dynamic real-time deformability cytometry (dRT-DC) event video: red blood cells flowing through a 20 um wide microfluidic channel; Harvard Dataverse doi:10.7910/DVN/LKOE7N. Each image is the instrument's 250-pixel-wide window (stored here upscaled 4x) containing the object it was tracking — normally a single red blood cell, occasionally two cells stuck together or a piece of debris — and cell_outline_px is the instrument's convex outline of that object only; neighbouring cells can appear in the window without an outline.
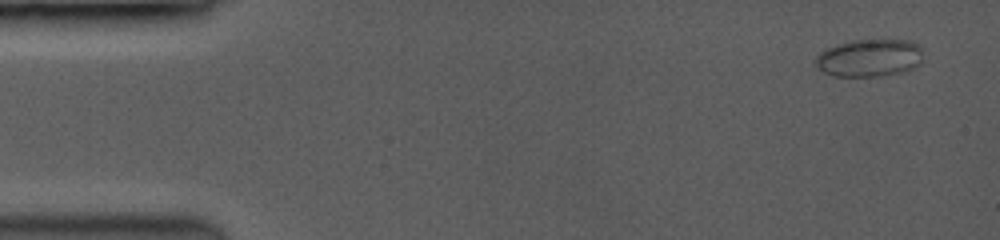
{"species": "common noctule bat (a hibernating species)", "species_latin": "Nyctalus noctula", "temperature_condition": "room temperature", "stored_images_in_passage": 7, "camera_frame_rate_fps": 3500, "um_per_image_px": 0.085, "animal": {"sex": "female", "body_mass_g": 19.0, "forearm_length_mm": 53.3}, "frame": {"image": 1, "passage_image": 1, "time_ms": 0.0, "image_size_px": [1000, 240], "cell_outline_px": [[920, 64], [916, 68], [904, 72], [884, 76], [832, 76], [824, 72], [816, 64], [816, 60], [828, 48], [860, 40], [904, 40], [916, 44], [920, 48]], "centroid_in_image_um": [73.96, 4.96], "position_along_channel_um": 11.0, "area_um2": 22.89}}
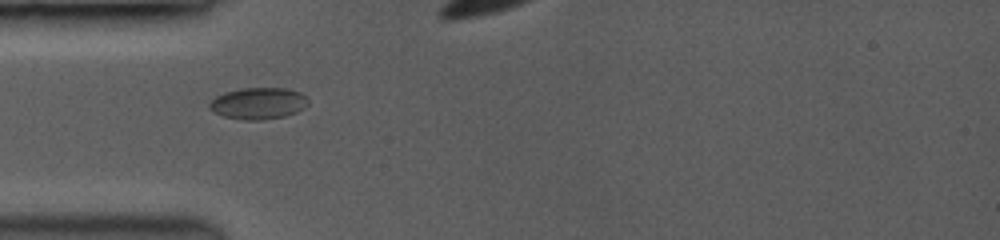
{"frame": {"image": 2, "passage_image": 5, "time_ms": 4.571, "image_size_px": [1000, 240], "cell_outline_px": [[308, 104], [296, 112], [284, 116], [260, 120], [244, 120], [224, 116], [216, 112], [208, 104], [216, 96], [228, 92], [244, 88], [284, 88], [300, 92], [308, 100]], "centroid_in_image_um": [21.98, 8.78], "position_along_channel_um": 63.0, "area_um2": 17.74}}